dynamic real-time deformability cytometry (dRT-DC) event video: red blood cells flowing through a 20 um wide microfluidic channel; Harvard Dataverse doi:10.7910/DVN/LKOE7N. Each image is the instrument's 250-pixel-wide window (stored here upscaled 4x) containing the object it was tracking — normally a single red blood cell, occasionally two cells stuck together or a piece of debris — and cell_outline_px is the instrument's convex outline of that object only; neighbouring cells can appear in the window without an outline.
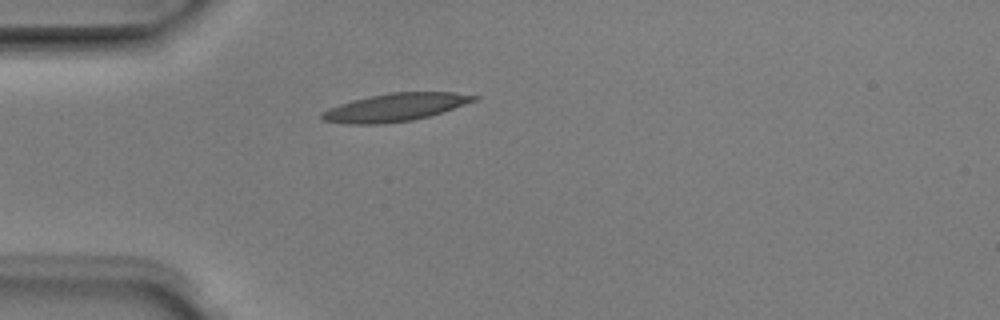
{"species": "Egyptian fruit bat (a non-hibernating species)", "species_latin": "Rousettus aegyptiacus", "temperature_condition": "room temperature", "stored_images_in_passage": 1, "camera_frame_rate_fps": 3000, "um_per_image_px": 0.085, "animal": {"sex": "male"}, "frame": {"image": 1, "passage_image": 1, "time_ms": 0.0, "image_size_px": [1000, 320], "cell_outline_px": [[480, 96], [476, 100], [428, 116], [412, 120], [380, 124], [348, 124], [324, 120], [320, 116], [320, 112], [328, 108], [352, 100], [368, 96], [388, 92], [456, 92]], "centroid_in_image_um": [33.55, 9.11], "position_along_channel_um": 51.4, "area_um2": 24.57}}